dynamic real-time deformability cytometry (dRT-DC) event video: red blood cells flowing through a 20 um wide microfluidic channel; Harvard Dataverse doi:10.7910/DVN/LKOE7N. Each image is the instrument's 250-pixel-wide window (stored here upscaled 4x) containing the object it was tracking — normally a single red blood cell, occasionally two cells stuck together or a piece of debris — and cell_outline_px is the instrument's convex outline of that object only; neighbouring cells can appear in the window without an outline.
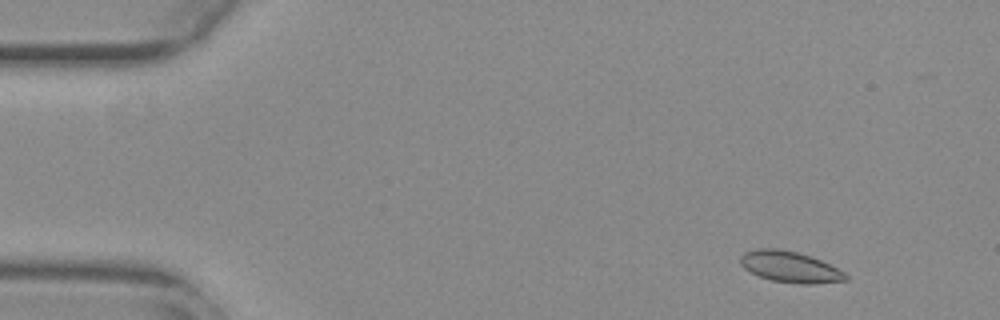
{"species": "common noctule bat (a hibernating species)", "species_latin": "Nyctalus noctula", "temperature_condition": "warm", "stored_images_in_passage": 26, "camera_frame_rate_fps": 3000, "um_per_image_px": 0.085, "animal": {"sex": "female", "body_mass_g": 29.2, "forearm_length_mm": 56.3}, "frame": {"image": 1, "passage_image": 5, "time_ms": 1.333, "image_size_px": [1000, 320], "cell_outline_px": [[848, 280], [816, 284], [800, 284], [772, 280], [760, 276], [744, 268], [740, 264], [740, 256], [744, 252], [756, 248], [776, 248], [796, 252], [820, 260], [844, 272], [848, 276]], "centroid_in_image_um": [67.13, 22.69], "position_along_channel_um": 17.9, "area_um2": 18.9}}
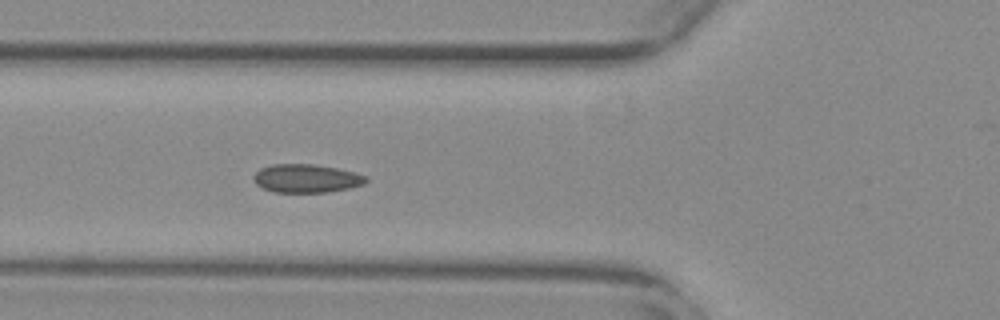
{"frame": {"image": 2, "passage_image": 20, "time_ms": 6.333, "image_size_px": [1000, 320], "cell_outline_px": [[368, 180], [364, 184], [352, 188], [328, 192], [272, 192], [256, 184], [252, 180], [252, 176], [260, 168], [272, 164], [312, 164], [336, 168], [368, 176]], "centroid_in_image_um": [26.03, 15.17], "position_along_channel_um": 99.8, "area_um2": 18.73}}
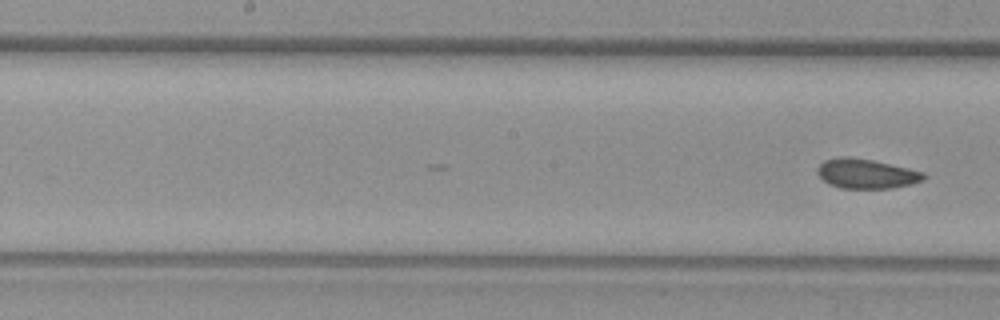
{"frame": {"image": 3, "passage_image": 26, "time_ms": 8.333, "image_size_px": [1000, 320], "cell_outline_px": [[928, 176], [924, 180], [912, 184], [892, 188], [840, 188], [828, 184], [816, 172], [816, 168], [824, 160], [840, 156], [848, 156], [872, 160], [908, 168], [924, 172]], "centroid_in_image_um": [73.64, 14.76], "position_along_channel_um": 174.6, "area_um2": 18.5}}